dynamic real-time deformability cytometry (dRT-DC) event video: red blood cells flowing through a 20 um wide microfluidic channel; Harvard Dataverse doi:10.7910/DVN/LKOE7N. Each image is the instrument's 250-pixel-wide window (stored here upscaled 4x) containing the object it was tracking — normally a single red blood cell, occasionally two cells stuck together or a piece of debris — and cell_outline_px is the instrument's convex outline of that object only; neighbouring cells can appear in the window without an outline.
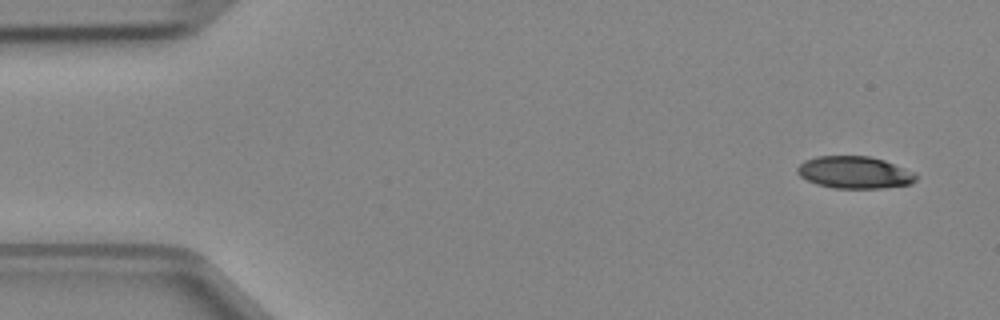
{"species": "Egyptian fruit bat (a non-hibernating species)", "species_latin": "Rousettus aegyptiacus", "temperature_condition": "cold", "stored_images_in_passage": 4, "camera_frame_rate_fps": 3000, "um_per_image_px": 0.085, "animal": {"sex": "female"}, "frame": {"image": 1, "passage_image": 1, "time_ms": 0.0, "image_size_px": [1000, 320], "cell_outline_px": [[916, 180], [912, 184], [884, 188], [832, 188], [816, 184], [800, 176], [796, 172], [796, 168], [804, 160], [816, 156], [868, 156], [884, 160], [916, 172]], "centroid_in_image_um": [72.64, 14.66], "position_along_channel_um": 12.4, "area_um2": 22.43}}
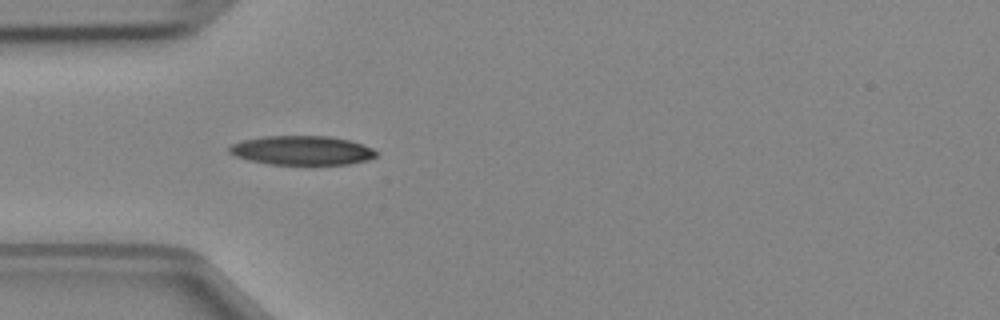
{"frame": {"image": 2, "passage_image": 4, "time_ms": 1.0, "image_size_px": [1000, 320], "cell_outline_px": [[376, 156], [368, 160], [348, 164], [268, 164], [248, 160], [236, 156], [228, 152], [228, 148], [232, 144], [244, 140], [264, 136], [328, 136], [348, 140], [364, 144], [372, 148], [376, 152]], "centroid_in_image_um": [25.66, 12.78], "position_along_channel_um": 59.3, "area_um2": 24.85}}